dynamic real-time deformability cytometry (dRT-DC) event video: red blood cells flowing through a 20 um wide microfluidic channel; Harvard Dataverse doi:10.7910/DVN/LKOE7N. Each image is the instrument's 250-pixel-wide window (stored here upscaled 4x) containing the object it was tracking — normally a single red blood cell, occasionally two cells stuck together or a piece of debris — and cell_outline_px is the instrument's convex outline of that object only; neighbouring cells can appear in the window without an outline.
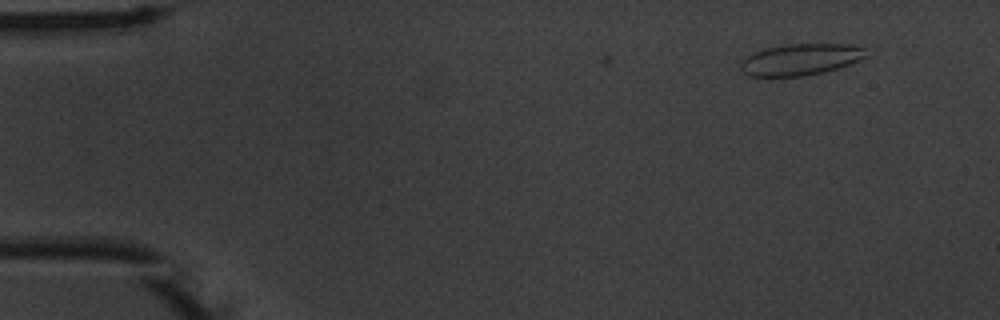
{"species": "common noctule bat (a hibernating species)", "species_latin": "Nyctalus noctula", "temperature_condition": "warm", "stored_images_in_passage": 4, "camera_frame_rate_fps": 3000, "um_per_image_px": 0.085, "animal": {"sex": "male", "body_mass_g": 20.1, "forearm_length_mm": 53.5}, "frame": {"image": 1, "passage_image": 1, "time_ms": 0.0, "image_size_px": [1000, 320], "cell_outline_px": [[868, 56], [860, 60], [824, 72], [804, 76], [748, 76], [740, 68], [740, 64], [744, 56], [752, 52], [784, 44], [848, 44], [864, 48]], "centroid_in_image_um": [68.01, 5.05], "position_along_channel_um": 17.0, "area_um2": 23.0}}